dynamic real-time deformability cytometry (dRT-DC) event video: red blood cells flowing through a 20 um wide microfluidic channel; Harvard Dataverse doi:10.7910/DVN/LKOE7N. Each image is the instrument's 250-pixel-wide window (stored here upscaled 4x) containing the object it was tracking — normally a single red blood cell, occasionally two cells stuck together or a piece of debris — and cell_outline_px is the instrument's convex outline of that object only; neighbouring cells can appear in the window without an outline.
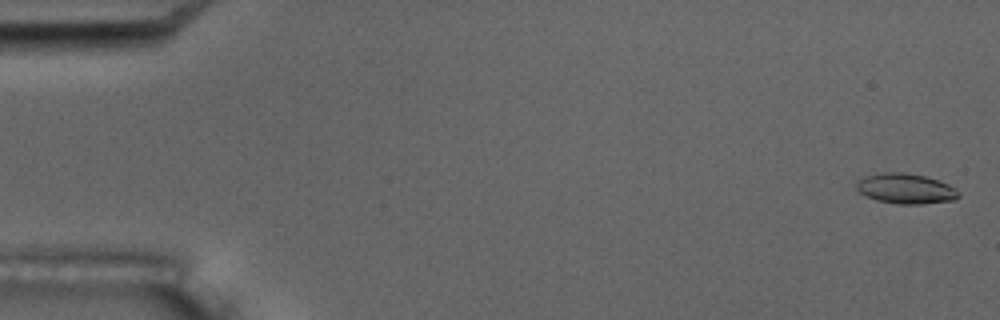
{"species": "common noctule bat (a hibernating species)", "species_latin": "Nyctalus noctula", "temperature_condition": "room temperature", "stored_images_in_passage": 10, "camera_frame_rate_fps": 3000, "um_per_image_px": 0.085, "animal": {"sex": "male", "body_mass_g": 17.5, "forearm_length_mm": 52.3}, "frame": {"image": 1, "passage_image": 1, "time_ms": 0.0, "image_size_px": [1000, 320], "cell_outline_px": [[960, 196], [952, 200], [920, 204], [896, 204], [876, 200], [860, 192], [856, 188], [856, 184], [864, 176], [884, 172], [904, 172], [924, 176], [940, 180], [948, 184], [960, 192]], "centroid_in_image_um": [77.0, 16.03], "position_along_channel_um": 8.0, "area_um2": 17.92}}
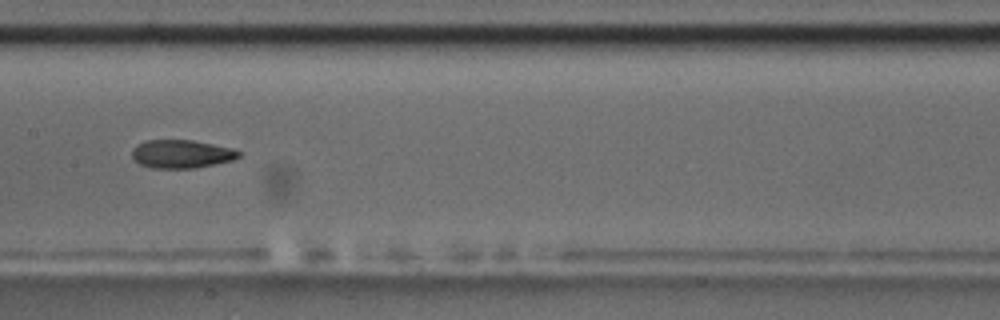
{"frame": {"image": 2, "passage_image": 9, "time_ms": 9.333, "image_size_px": [1000, 320], "cell_outline_px": [[240, 156], [232, 160], [196, 168], [152, 168], [140, 164], [132, 156], [132, 148], [136, 144], [148, 140], [192, 140], [232, 148], [240, 152]], "centroid_in_image_um": [15.4, 13.08], "position_along_channel_um": 192.0, "area_um2": 17.51}}